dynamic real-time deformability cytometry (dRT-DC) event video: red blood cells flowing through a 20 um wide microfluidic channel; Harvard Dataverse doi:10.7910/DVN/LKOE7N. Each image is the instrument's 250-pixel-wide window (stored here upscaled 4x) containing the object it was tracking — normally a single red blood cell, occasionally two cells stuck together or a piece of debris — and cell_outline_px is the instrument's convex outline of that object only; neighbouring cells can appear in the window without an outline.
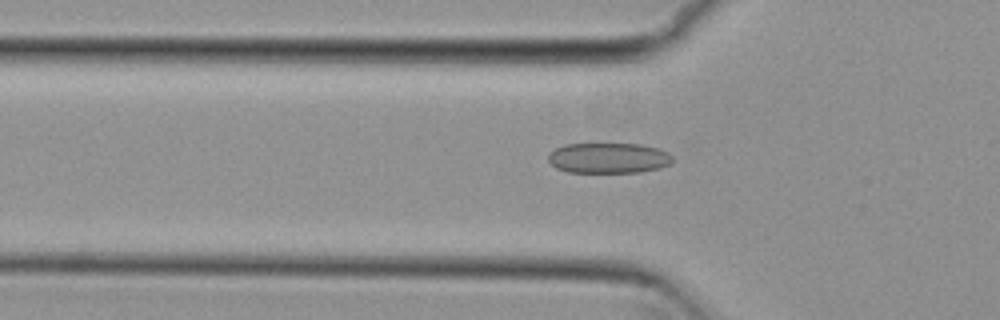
{"species": "common noctule bat (a hibernating species)", "species_latin": "Nyctalus noctula", "temperature_condition": "cold", "stored_images_in_passage": 31, "camera_frame_rate_fps": 3000, "um_per_image_px": 0.085, "animal": {"sex": "female", "body_mass_g": 29.2, "forearm_length_mm": 56.3}, "frame": {"image": 1, "passage_image": 5, "time_ms": 1.333, "image_size_px": [1000, 320], "cell_outline_px": [[672, 160], [668, 164], [660, 168], [640, 172], [568, 172], [556, 168], [548, 160], [548, 152], [564, 144], [640, 144], [660, 148], [668, 152], [672, 156]], "centroid_in_image_um": [51.71, 13.42], "position_along_channel_um": 74.1, "area_um2": 22.14}}
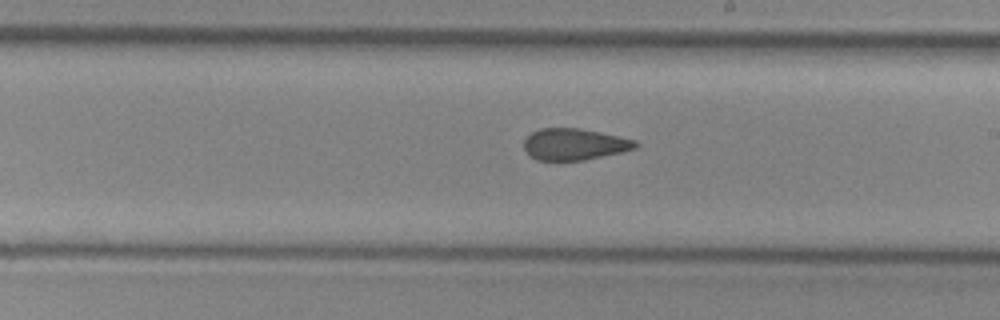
{"frame": {"image": 2, "passage_image": 18, "time_ms": 5.667, "image_size_px": [1000, 320], "cell_outline_px": [[640, 144], [636, 148], [620, 152], [584, 160], [536, 160], [528, 156], [524, 148], [524, 140], [532, 132], [540, 128], [580, 128], [620, 136], [636, 140]], "centroid_in_image_um": [48.81, 12.26], "position_along_channel_um": 240.2, "area_um2": 20.58}}
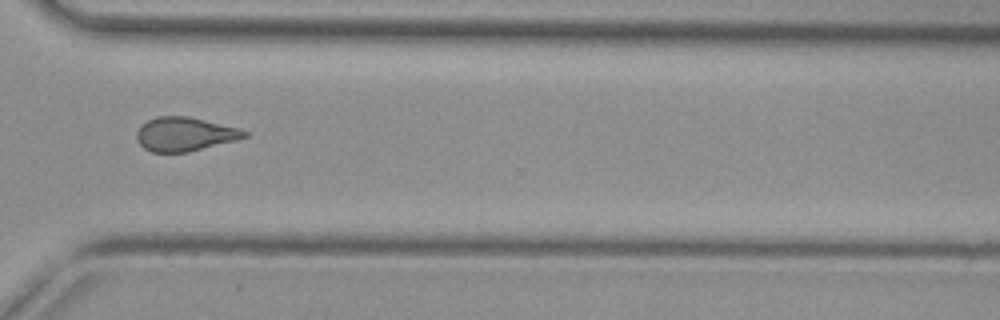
{"frame": {"image": 3, "passage_image": 27, "time_ms": 8.667, "image_size_px": [1000, 320], "cell_outline_px": [[248, 136], [236, 140], [188, 152], [152, 152], [144, 148], [136, 140], [136, 132], [140, 124], [156, 116], [188, 116], [240, 128], [248, 132]], "centroid_in_image_um": [15.68, 11.39], "position_along_channel_um": 354.9, "area_um2": 21.39}, "authors_computed_cell_mechanics": {"area_um2": 21.5594, "velocity_mm_per_s": 3.8232, "shape_relaxation_time_tau1_ms": null, "shape_relaxation_time_tau2_ms": 1.9011, "deformation_change_tau1": null, "deformation_change_tau2": 0.1014}}